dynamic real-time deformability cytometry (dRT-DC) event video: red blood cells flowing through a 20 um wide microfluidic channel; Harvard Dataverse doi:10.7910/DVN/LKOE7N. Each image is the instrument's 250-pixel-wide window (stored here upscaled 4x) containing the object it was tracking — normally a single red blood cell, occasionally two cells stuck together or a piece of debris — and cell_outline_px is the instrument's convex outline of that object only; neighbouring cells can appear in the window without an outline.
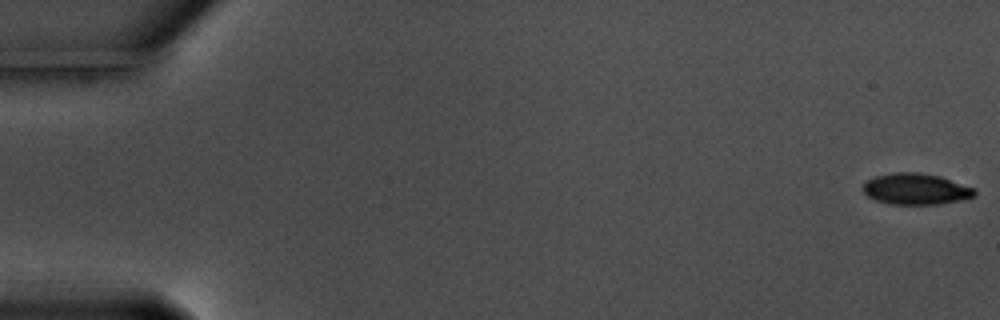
{"species": "common noctule bat (a hibernating species)", "species_latin": "Nyctalus noctula", "temperature_condition": "warm", "stored_images_in_passage": 13, "camera_frame_rate_fps": 3000, "um_per_image_px": 0.085, "animal": {"sex": "male", "body_mass_g": 17.5, "forearm_length_mm": 52.3}, "frame": {"image": 1, "passage_image": 1, "time_ms": 0.0, "image_size_px": [1000, 320], "cell_outline_px": [[976, 196], [964, 200], [940, 204], [888, 204], [876, 200], [868, 196], [864, 192], [864, 184], [868, 180], [876, 176], [896, 172], [916, 172], [940, 176], [972, 188], [976, 192]], "centroid_in_image_um": [77.87, 16.08], "position_along_channel_um": 7.1, "area_um2": 20.11}}